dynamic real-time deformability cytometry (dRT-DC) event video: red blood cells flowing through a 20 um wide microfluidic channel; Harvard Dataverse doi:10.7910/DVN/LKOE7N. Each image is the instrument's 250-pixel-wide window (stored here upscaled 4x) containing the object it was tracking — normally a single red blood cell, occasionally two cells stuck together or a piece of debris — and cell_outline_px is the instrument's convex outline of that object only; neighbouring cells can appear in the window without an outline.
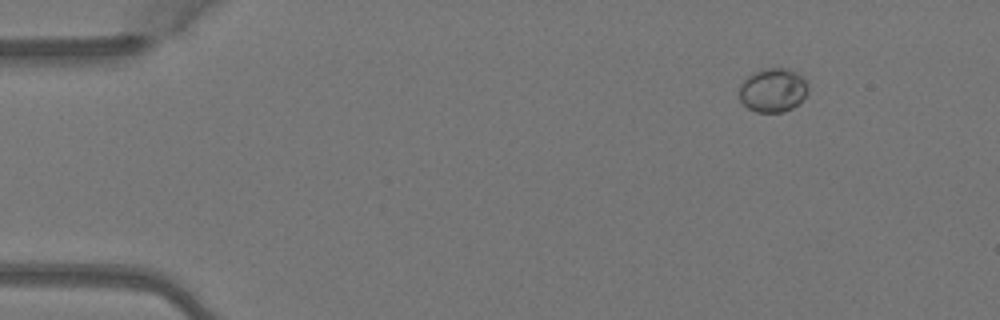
{"species": "Egyptian fruit bat (a non-hibernating species)", "species_latin": "Rousettus aegyptiacus", "temperature_condition": "warm", "stored_images_in_passage": 6, "camera_frame_rate_fps": 3000, "um_per_image_px": 0.085, "animal": {"sex": "female"}, "frame": {"image": 1, "passage_image": 2, "time_ms": 0.333, "image_size_px": [1000, 320], "cell_outline_px": [[808, 92], [792, 108], [784, 112], [756, 112], [748, 108], [740, 100], [740, 84], [752, 72], [760, 68], [788, 68], [804, 76], [808, 84]], "centroid_in_image_um": [65.7, 7.64], "position_along_channel_um": 19.3, "area_um2": 17.74}}
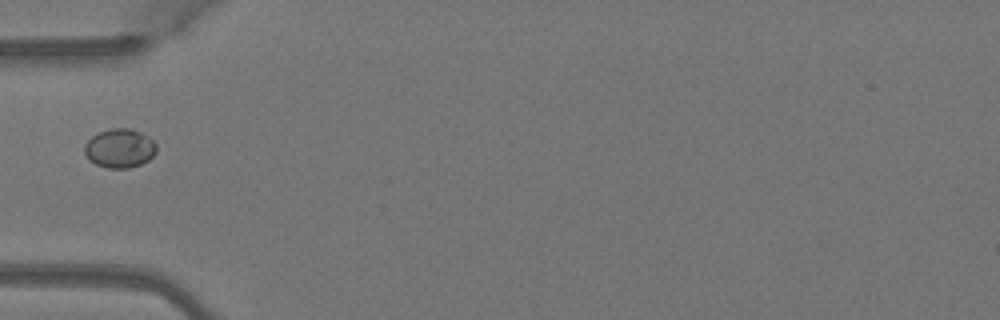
{"frame": {"image": 2, "passage_image": 5, "time_ms": 1.333, "image_size_px": [1000, 320], "cell_outline_px": [[156, 152], [148, 160], [140, 164], [128, 168], [108, 168], [96, 164], [88, 160], [84, 152], [84, 144], [92, 136], [100, 132], [112, 128], [132, 128], [140, 132], [152, 140], [156, 144]], "centroid_in_image_um": [10.15, 12.6], "position_along_channel_um": 74.8, "area_um2": 16.3}}
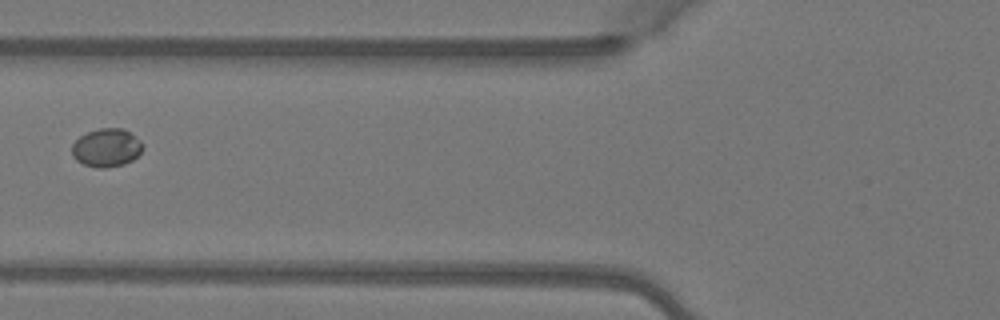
{"frame": {"image": 3, "passage_image": 6, "time_ms": 1.667, "image_size_px": [1000, 320], "cell_outline_px": [[144, 148], [132, 160], [124, 164], [104, 168], [96, 168], [84, 164], [76, 160], [72, 156], [72, 144], [80, 136], [88, 132], [100, 128], [124, 128], [140, 140], [144, 144]], "centroid_in_image_um": [9.06, 12.55], "position_along_channel_um": 116.7, "area_um2": 15.84}}